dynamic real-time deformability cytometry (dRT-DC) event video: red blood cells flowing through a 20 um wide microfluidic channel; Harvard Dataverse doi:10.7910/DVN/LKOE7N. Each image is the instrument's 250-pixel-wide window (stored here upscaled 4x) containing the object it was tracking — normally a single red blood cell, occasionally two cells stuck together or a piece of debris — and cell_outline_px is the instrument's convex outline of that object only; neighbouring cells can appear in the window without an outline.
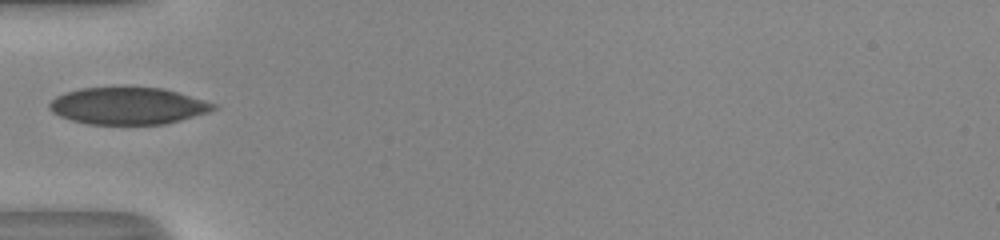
{"species": "human", "species_latin": "Homo sapiens", "temperature_condition": "room temperature", "stored_images_in_passage": 13, "camera_frame_rate_fps": 3000, "um_per_image_px": 0.085, "donor": {"sex": "male"}, "frame": {"image": 1, "passage_image": 1, "time_ms": 0.0, "image_size_px": [1000, 240], "cell_outline_px": [[220, 108], [208, 112], [180, 120], [164, 124], [88, 124], [72, 120], [60, 116], [52, 112], [48, 108], [48, 104], [56, 96], [64, 92], [80, 88], [164, 88], [204, 100], [216, 104]], "centroid_in_image_um": [10.87, 9.0], "position_along_channel_um": 74.1, "area_um2": 35.2}}